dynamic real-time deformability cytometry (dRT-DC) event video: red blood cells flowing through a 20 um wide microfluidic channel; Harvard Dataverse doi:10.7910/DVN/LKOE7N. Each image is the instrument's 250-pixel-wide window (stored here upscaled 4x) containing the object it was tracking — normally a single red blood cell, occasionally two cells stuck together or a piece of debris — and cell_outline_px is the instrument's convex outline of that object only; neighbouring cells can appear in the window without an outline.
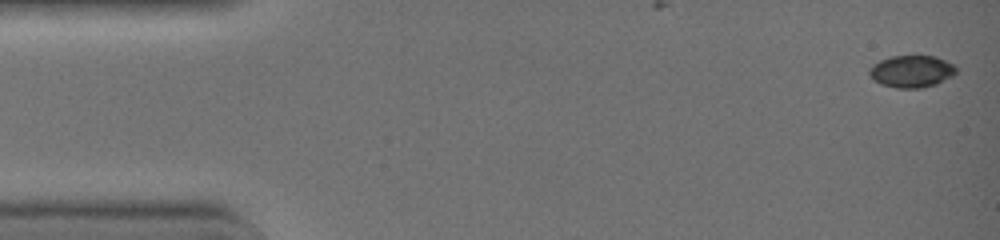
{"species": "common noctule bat (a hibernating species)", "species_latin": "Nyctalus noctula", "temperature_condition": "warm", "stored_images_in_passage": 8, "camera_frame_rate_fps": 3000, "um_per_image_px": 0.085, "animal": {"sex": "female", "body_mass_g": 19.0, "forearm_length_mm": 51.5}, "frame": {"image": 1, "passage_image": 1, "time_ms": 0.0, "image_size_px": [1000, 240], "cell_outline_px": [[956, 72], [952, 76], [936, 84], [916, 88], [900, 88], [884, 84], [876, 80], [868, 72], [868, 68], [872, 64], [880, 60], [892, 56], [936, 56], [956, 64]], "centroid_in_image_um": [77.52, 6.04], "position_along_channel_um": 7.5, "area_um2": 16.07}}
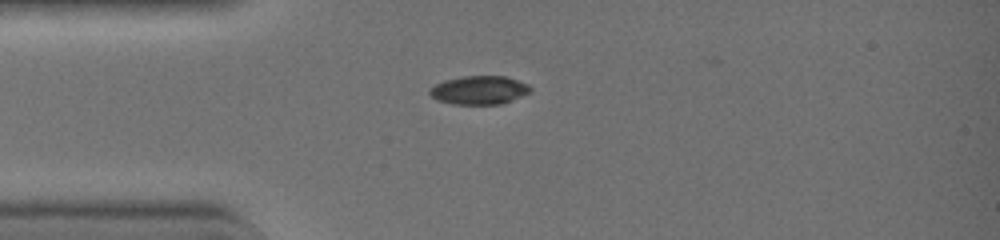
{"frame": {"image": 2, "passage_image": 5, "time_ms": 1.333, "image_size_px": [1000, 240], "cell_outline_px": [[532, 88], [528, 92], [520, 96], [500, 104], [452, 104], [440, 100], [432, 96], [428, 92], [436, 84], [444, 80], [464, 76], [504, 76], [528, 84]], "centroid_in_image_um": [40.72, 7.65], "position_along_channel_um": 44.3, "area_um2": 16.36}}
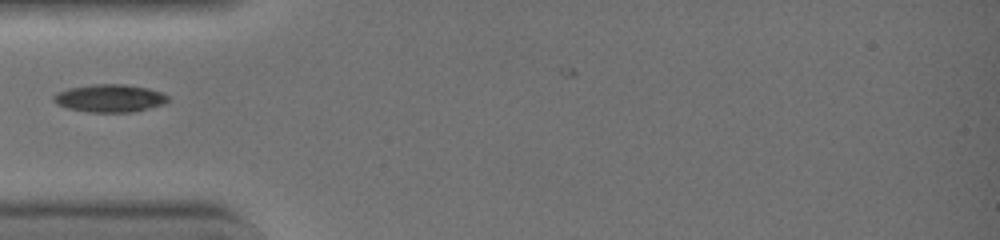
{"frame": {"image": 3, "passage_image": 6, "time_ms": 1.667, "image_size_px": [1000, 240], "cell_outline_px": [[168, 100], [160, 104], [128, 112], [92, 112], [68, 108], [52, 100], [52, 96], [56, 92], [68, 88], [92, 84], [124, 84], [148, 88], [160, 92], [168, 96]], "centroid_in_image_um": [9.26, 8.32], "position_along_channel_um": 75.7, "area_um2": 18.09}}